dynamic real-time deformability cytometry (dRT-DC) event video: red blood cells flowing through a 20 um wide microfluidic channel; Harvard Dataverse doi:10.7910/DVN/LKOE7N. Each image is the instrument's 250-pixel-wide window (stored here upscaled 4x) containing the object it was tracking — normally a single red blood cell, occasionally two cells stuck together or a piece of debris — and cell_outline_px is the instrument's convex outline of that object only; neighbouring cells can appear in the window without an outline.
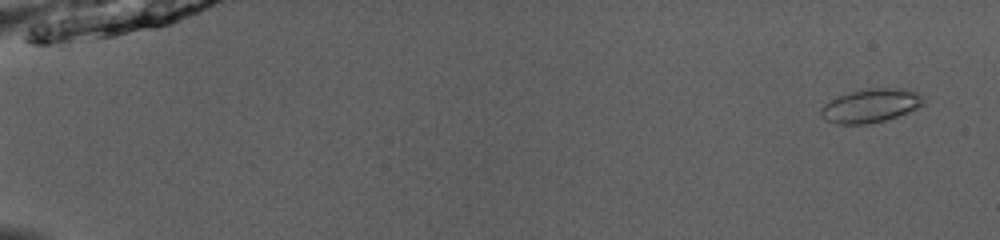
{"species": "common noctule bat (a hibernating species)", "species_latin": "Nyctalus noctula", "temperature_condition": "room temperature", "stored_images_in_passage": 52, "camera_frame_rate_fps": 3000, "um_per_image_px": 0.085, "animal": {"sex": "male", "body_mass_g": 13.0, "forearm_length_mm": 53.1}, "frame": {"image": 1, "passage_image": 3, "time_ms": 0.667, "image_size_px": [1000, 240], "cell_outline_px": [[928, 100], [924, 104], [908, 112], [884, 120], [868, 124], [836, 124], [824, 120], [820, 116], [820, 108], [828, 100], [836, 96], [856, 88], [900, 88], [916, 92], [924, 96]], "centroid_in_image_um": [73.96, 8.96], "position_along_channel_um": 11.0, "area_um2": 20.69}}
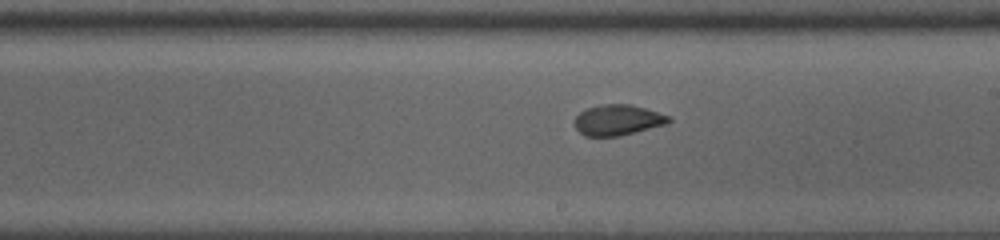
{"frame": {"image": 2, "passage_image": 32, "time_ms": 10.333, "image_size_px": [1000, 240], "cell_outline_px": [[672, 120], [668, 124], [620, 136], [584, 136], [576, 128], [576, 116], [580, 112], [588, 108], [604, 104], [628, 104], [644, 108], [668, 116]], "centroid_in_image_um": [52.52, 10.21], "position_along_channel_um": 236.5, "area_um2": 16.59}}
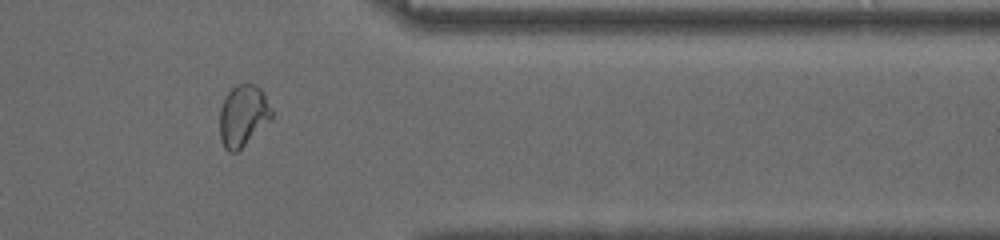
{"frame": {"image": 3, "passage_image": 44, "time_ms": 14.333, "image_size_px": [1000, 240], "cell_outline_px": [[272, 120], [236, 152], [228, 152], [224, 148], [220, 140], [220, 108], [228, 92], [236, 84], [256, 84], [260, 88], [272, 112]], "centroid_in_image_um": [20.65, 9.85], "position_along_channel_um": 390.8, "area_um2": 18.5}, "authors_computed_cell_mechanics": {"area_um2": 18.5249, "velocity_mm_per_s": 4.025, "shape_relaxation_time_tau1_ms": 4.3958, "shape_relaxation_time_tau2_ms": null, "deformation_change_tau1": 0.1325, "deformation_change_tau2": null}}